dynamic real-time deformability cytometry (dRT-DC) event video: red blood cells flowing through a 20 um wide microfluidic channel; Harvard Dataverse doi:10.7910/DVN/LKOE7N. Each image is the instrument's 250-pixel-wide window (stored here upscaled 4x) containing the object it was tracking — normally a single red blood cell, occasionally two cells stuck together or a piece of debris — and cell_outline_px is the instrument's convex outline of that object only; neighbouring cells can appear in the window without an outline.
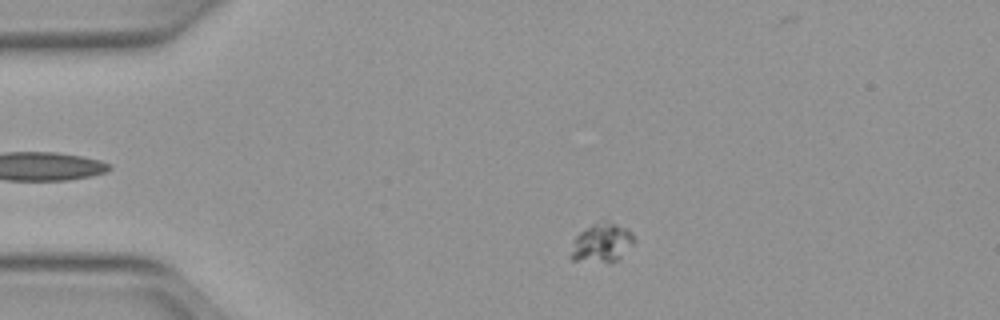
{"species": "Egyptian fruit bat (a non-hibernating species)", "species_latin": "Rousettus aegyptiacus", "temperature_condition": "warm", "stored_images_in_passage": 48, "camera_frame_rate_fps": 3000, "um_per_image_px": 0.085, "animal": {"sex": "female"}, "frame": {"image": 1, "passage_image": 6, "time_ms": 1.667, "image_size_px": [1000, 320], "cell_outline_px": [[632, 240], [620, 260], [608, 264], [572, 260], [568, 256], [572, 240], [580, 232], [592, 224], [612, 224], [624, 228], [632, 232]], "centroid_in_image_um": [51.05, 20.74], "position_along_channel_um": 34.0, "area_um2": 14.16}}
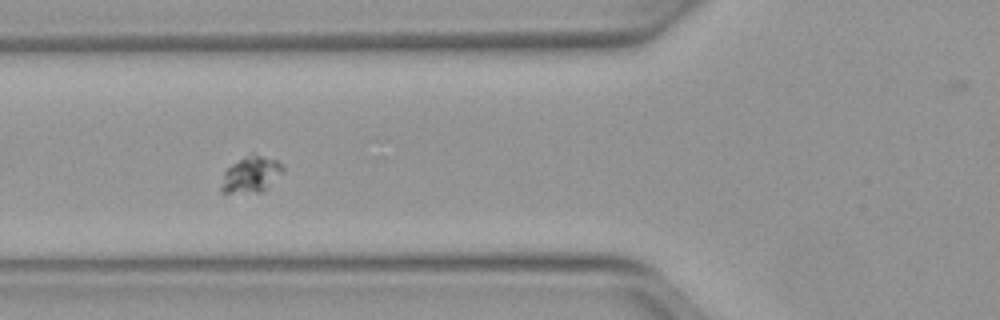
{"frame": {"image": 2, "passage_image": 15, "time_ms": 4.667, "image_size_px": [1000, 320], "cell_outline_px": [[284, 172], [260, 192], [220, 192], [220, 188], [224, 172], [232, 164], [244, 156], [252, 152], [276, 160], [284, 168]], "centroid_in_image_um": [21.32, 14.8], "position_along_channel_um": 104.5, "area_um2": 12.83}}
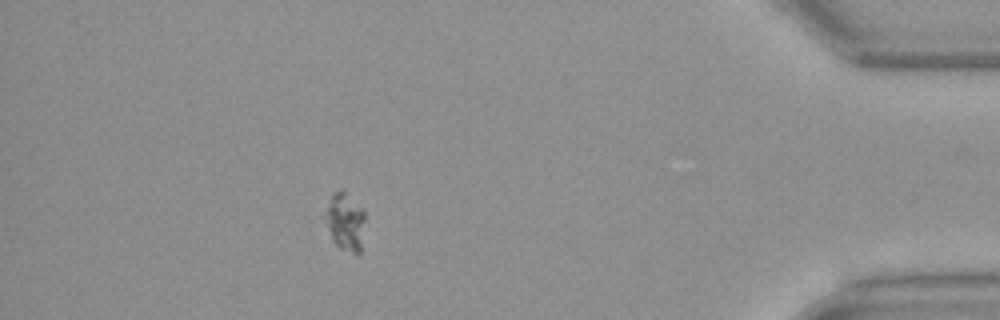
{"frame": {"image": 3, "passage_image": 42, "time_ms": 13.667, "image_size_px": [1000, 320], "cell_outline_px": [[364, 220], [360, 252], [356, 256], [340, 248], [332, 240], [320, 216], [332, 196], [340, 188], [364, 212]], "centroid_in_image_um": [29.26, 18.9], "position_along_channel_um": 405.9, "area_um2": 13.53}}